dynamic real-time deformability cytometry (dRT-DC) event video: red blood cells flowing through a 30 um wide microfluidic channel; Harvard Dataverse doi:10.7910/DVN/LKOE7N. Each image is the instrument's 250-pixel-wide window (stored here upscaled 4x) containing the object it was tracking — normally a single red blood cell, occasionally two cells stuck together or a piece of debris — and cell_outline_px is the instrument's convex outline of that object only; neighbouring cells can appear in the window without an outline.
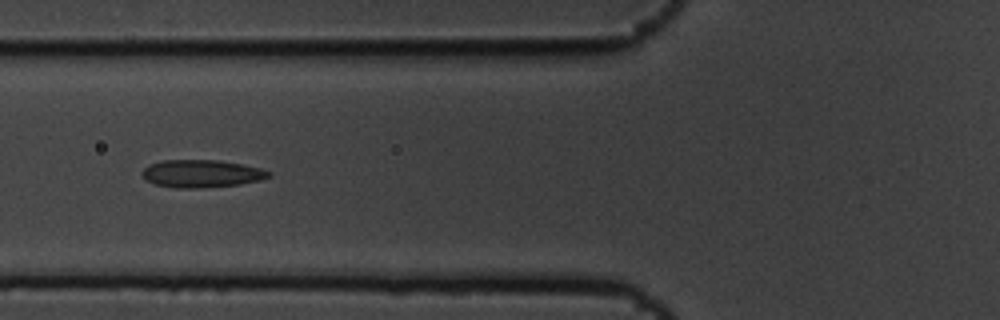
{"species": "common noctule bat (a hibernating species)", "species_latin": "Nyctalus noctula", "temperature_condition": "cold", "stored_images_in_passage": 9, "camera_frame_rate_fps": 3000, "um_per_image_px": 0.085, "animal": {"sex": "male", "body_mass_g": 19.5, "forearm_length_mm": 54.6}, "frame": {"image": 1, "passage_image": 7, "time_ms": 2.0, "image_size_px": [1000, 320], "cell_outline_px": [[272, 176], [260, 180], [240, 184], [200, 188], [176, 188], [156, 184], [144, 180], [140, 172], [148, 164], [164, 160], [216, 160], [244, 164], [260, 168], [272, 172]], "centroid_in_image_um": [17.12, 14.75], "position_along_channel_um": 108.7, "area_um2": 20.58}}
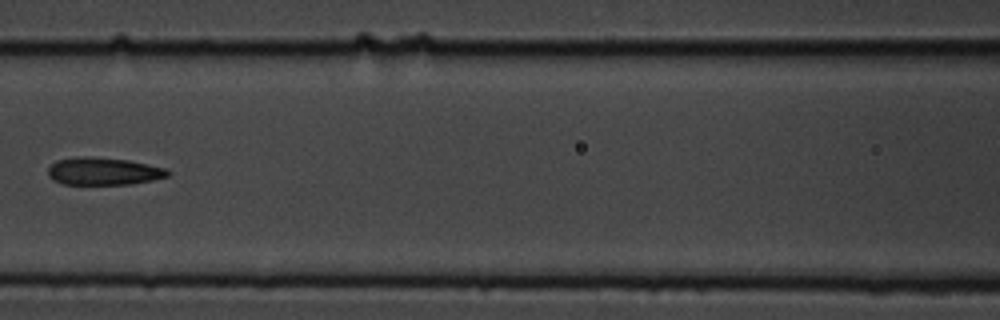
{"frame": {"image": 2, "passage_image": 8, "time_ms": 2.333, "image_size_px": [1000, 320], "cell_outline_px": [[172, 172], [168, 176], [152, 180], [132, 184], [64, 184], [52, 180], [48, 176], [48, 168], [56, 160], [76, 156], [88, 156], [128, 160], [164, 168]], "centroid_in_image_um": [8.76, 14.55], "position_along_channel_um": 157.8, "area_um2": 19.25}}
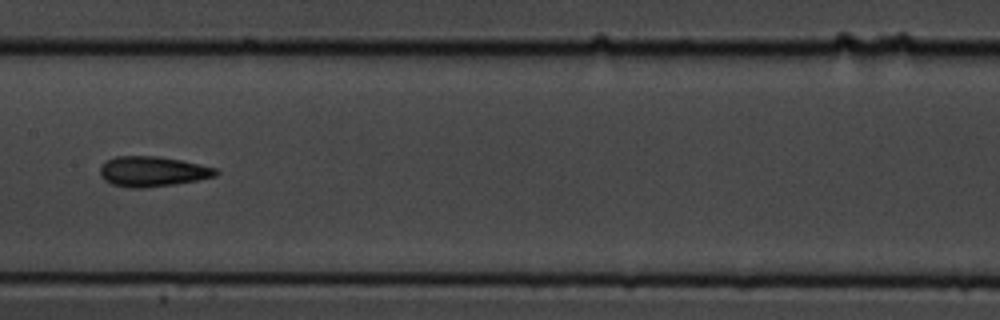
{"frame": {"image": 3, "passage_image": 9, "time_ms": 2.667, "image_size_px": [1000, 320], "cell_outline_px": [[220, 172], [216, 176], [176, 184], [144, 188], [128, 188], [112, 184], [104, 180], [100, 176], [100, 168], [104, 160], [116, 156], [156, 156], [180, 160], [216, 168]], "centroid_in_image_um": [12.92, 14.58], "position_along_channel_um": 194.5, "area_um2": 20.46}}